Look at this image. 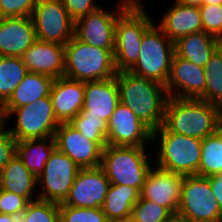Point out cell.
Instances as JSON below:
<instances>
[{"instance_id":"obj_1","label":"cell","mask_w":222,"mask_h":222,"mask_svg":"<svg viewBox=\"0 0 222 222\" xmlns=\"http://www.w3.org/2000/svg\"><path fill=\"white\" fill-rule=\"evenodd\" d=\"M120 102L127 106L152 131L163 125L169 95L164 85L130 71L116 74Z\"/></svg>"},{"instance_id":"obj_2","label":"cell","mask_w":222,"mask_h":222,"mask_svg":"<svg viewBox=\"0 0 222 222\" xmlns=\"http://www.w3.org/2000/svg\"><path fill=\"white\" fill-rule=\"evenodd\" d=\"M163 126L176 134L204 139L222 126V110L198 98L167 100Z\"/></svg>"},{"instance_id":"obj_3","label":"cell","mask_w":222,"mask_h":222,"mask_svg":"<svg viewBox=\"0 0 222 222\" xmlns=\"http://www.w3.org/2000/svg\"><path fill=\"white\" fill-rule=\"evenodd\" d=\"M114 50L88 45L75 36L65 45L64 77L92 82L115 77Z\"/></svg>"},{"instance_id":"obj_4","label":"cell","mask_w":222,"mask_h":222,"mask_svg":"<svg viewBox=\"0 0 222 222\" xmlns=\"http://www.w3.org/2000/svg\"><path fill=\"white\" fill-rule=\"evenodd\" d=\"M138 0L117 18L114 60L117 72L129 71L137 62L144 33L153 25Z\"/></svg>"},{"instance_id":"obj_5","label":"cell","mask_w":222,"mask_h":222,"mask_svg":"<svg viewBox=\"0 0 222 222\" xmlns=\"http://www.w3.org/2000/svg\"><path fill=\"white\" fill-rule=\"evenodd\" d=\"M157 136H161L158 146L160 150L157 152L158 168L184 176L198 175L202 139L169 132L163 125L152 131V141Z\"/></svg>"},{"instance_id":"obj_6","label":"cell","mask_w":222,"mask_h":222,"mask_svg":"<svg viewBox=\"0 0 222 222\" xmlns=\"http://www.w3.org/2000/svg\"><path fill=\"white\" fill-rule=\"evenodd\" d=\"M145 147L107 145L101 165L110 184L131 186L139 192L151 169Z\"/></svg>"},{"instance_id":"obj_7","label":"cell","mask_w":222,"mask_h":222,"mask_svg":"<svg viewBox=\"0 0 222 222\" xmlns=\"http://www.w3.org/2000/svg\"><path fill=\"white\" fill-rule=\"evenodd\" d=\"M174 54L175 42L153 24L144 33L137 62L129 71L165 86Z\"/></svg>"},{"instance_id":"obj_8","label":"cell","mask_w":222,"mask_h":222,"mask_svg":"<svg viewBox=\"0 0 222 222\" xmlns=\"http://www.w3.org/2000/svg\"><path fill=\"white\" fill-rule=\"evenodd\" d=\"M177 215L188 222H222V211L208 177L184 176Z\"/></svg>"},{"instance_id":"obj_9","label":"cell","mask_w":222,"mask_h":222,"mask_svg":"<svg viewBox=\"0 0 222 222\" xmlns=\"http://www.w3.org/2000/svg\"><path fill=\"white\" fill-rule=\"evenodd\" d=\"M11 114H16L17 121L16 126L8 131L17 142L26 139L54 137L55 131L60 125L54 115L50 95L15 108Z\"/></svg>"},{"instance_id":"obj_10","label":"cell","mask_w":222,"mask_h":222,"mask_svg":"<svg viewBox=\"0 0 222 222\" xmlns=\"http://www.w3.org/2000/svg\"><path fill=\"white\" fill-rule=\"evenodd\" d=\"M31 17L37 40L65 46L74 36L75 21L61 0H37Z\"/></svg>"},{"instance_id":"obj_11","label":"cell","mask_w":222,"mask_h":222,"mask_svg":"<svg viewBox=\"0 0 222 222\" xmlns=\"http://www.w3.org/2000/svg\"><path fill=\"white\" fill-rule=\"evenodd\" d=\"M79 167L67 155L57 148L50 154L43 172L37 178L41 186L38 199L55 203H63L72 187Z\"/></svg>"},{"instance_id":"obj_12","label":"cell","mask_w":222,"mask_h":222,"mask_svg":"<svg viewBox=\"0 0 222 222\" xmlns=\"http://www.w3.org/2000/svg\"><path fill=\"white\" fill-rule=\"evenodd\" d=\"M134 0H122L119 12H108L99 7L75 21L74 36L80 41L108 50H115V29L118 16ZM117 14V15H116Z\"/></svg>"},{"instance_id":"obj_13","label":"cell","mask_w":222,"mask_h":222,"mask_svg":"<svg viewBox=\"0 0 222 222\" xmlns=\"http://www.w3.org/2000/svg\"><path fill=\"white\" fill-rule=\"evenodd\" d=\"M107 123V145L146 147L152 141V130L121 102Z\"/></svg>"},{"instance_id":"obj_14","label":"cell","mask_w":222,"mask_h":222,"mask_svg":"<svg viewBox=\"0 0 222 222\" xmlns=\"http://www.w3.org/2000/svg\"><path fill=\"white\" fill-rule=\"evenodd\" d=\"M109 186L110 181L100 166L80 168L63 204L79 208H101Z\"/></svg>"},{"instance_id":"obj_15","label":"cell","mask_w":222,"mask_h":222,"mask_svg":"<svg viewBox=\"0 0 222 222\" xmlns=\"http://www.w3.org/2000/svg\"><path fill=\"white\" fill-rule=\"evenodd\" d=\"M56 148L71 158L79 168H96L101 165L103 149L85 138L69 122L60 123L55 131Z\"/></svg>"},{"instance_id":"obj_16","label":"cell","mask_w":222,"mask_h":222,"mask_svg":"<svg viewBox=\"0 0 222 222\" xmlns=\"http://www.w3.org/2000/svg\"><path fill=\"white\" fill-rule=\"evenodd\" d=\"M184 175L165 171L156 166L149 170L140 191V198L166 207L177 214Z\"/></svg>"},{"instance_id":"obj_17","label":"cell","mask_w":222,"mask_h":222,"mask_svg":"<svg viewBox=\"0 0 222 222\" xmlns=\"http://www.w3.org/2000/svg\"><path fill=\"white\" fill-rule=\"evenodd\" d=\"M205 85L204 68L175 53L171 62L170 75L165 85L169 97L199 98L205 91ZM174 87L181 90L174 92Z\"/></svg>"},{"instance_id":"obj_18","label":"cell","mask_w":222,"mask_h":222,"mask_svg":"<svg viewBox=\"0 0 222 222\" xmlns=\"http://www.w3.org/2000/svg\"><path fill=\"white\" fill-rule=\"evenodd\" d=\"M21 58L28 72L47 75L53 79L64 76V45L36 40Z\"/></svg>"},{"instance_id":"obj_19","label":"cell","mask_w":222,"mask_h":222,"mask_svg":"<svg viewBox=\"0 0 222 222\" xmlns=\"http://www.w3.org/2000/svg\"><path fill=\"white\" fill-rule=\"evenodd\" d=\"M36 40L31 16L0 18V56L21 58Z\"/></svg>"},{"instance_id":"obj_20","label":"cell","mask_w":222,"mask_h":222,"mask_svg":"<svg viewBox=\"0 0 222 222\" xmlns=\"http://www.w3.org/2000/svg\"><path fill=\"white\" fill-rule=\"evenodd\" d=\"M84 94L81 113L84 116L100 117L106 122L120 103L116 76L106 80L85 82Z\"/></svg>"},{"instance_id":"obj_21","label":"cell","mask_w":222,"mask_h":222,"mask_svg":"<svg viewBox=\"0 0 222 222\" xmlns=\"http://www.w3.org/2000/svg\"><path fill=\"white\" fill-rule=\"evenodd\" d=\"M85 82L59 77L53 80L50 97L57 120L70 122L83 107Z\"/></svg>"},{"instance_id":"obj_22","label":"cell","mask_w":222,"mask_h":222,"mask_svg":"<svg viewBox=\"0 0 222 222\" xmlns=\"http://www.w3.org/2000/svg\"><path fill=\"white\" fill-rule=\"evenodd\" d=\"M53 78L43 74L28 72L14 90L9 99L0 107V115L3 125L6 118L18 107H22L37 101L39 98L50 95Z\"/></svg>"},{"instance_id":"obj_23","label":"cell","mask_w":222,"mask_h":222,"mask_svg":"<svg viewBox=\"0 0 222 222\" xmlns=\"http://www.w3.org/2000/svg\"><path fill=\"white\" fill-rule=\"evenodd\" d=\"M169 9L159 23V28L173 42L180 37L203 31L198 6H185L177 2Z\"/></svg>"},{"instance_id":"obj_24","label":"cell","mask_w":222,"mask_h":222,"mask_svg":"<svg viewBox=\"0 0 222 222\" xmlns=\"http://www.w3.org/2000/svg\"><path fill=\"white\" fill-rule=\"evenodd\" d=\"M222 41L205 31L180 37L175 41V53L204 68Z\"/></svg>"},{"instance_id":"obj_25","label":"cell","mask_w":222,"mask_h":222,"mask_svg":"<svg viewBox=\"0 0 222 222\" xmlns=\"http://www.w3.org/2000/svg\"><path fill=\"white\" fill-rule=\"evenodd\" d=\"M36 185L37 178L16 155L0 172V189L22 196L29 202L38 200L31 197Z\"/></svg>"},{"instance_id":"obj_26","label":"cell","mask_w":222,"mask_h":222,"mask_svg":"<svg viewBox=\"0 0 222 222\" xmlns=\"http://www.w3.org/2000/svg\"><path fill=\"white\" fill-rule=\"evenodd\" d=\"M139 198L140 192L136 188L110 184L101 208L109 222L128 219Z\"/></svg>"},{"instance_id":"obj_27","label":"cell","mask_w":222,"mask_h":222,"mask_svg":"<svg viewBox=\"0 0 222 222\" xmlns=\"http://www.w3.org/2000/svg\"><path fill=\"white\" fill-rule=\"evenodd\" d=\"M55 148L56 142L54 137L26 139L16 142V156H18L28 170L38 178Z\"/></svg>"},{"instance_id":"obj_28","label":"cell","mask_w":222,"mask_h":222,"mask_svg":"<svg viewBox=\"0 0 222 222\" xmlns=\"http://www.w3.org/2000/svg\"><path fill=\"white\" fill-rule=\"evenodd\" d=\"M205 91L198 98L222 110V44L214 51L204 66Z\"/></svg>"},{"instance_id":"obj_29","label":"cell","mask_w":222,"mask_h":222,"mask_svg":"<svg viewBox=\"0 0 222 222\" xmlns=\"http://www.w3.org/2000/svg\"><path fill=\"white\" fill-rule=\"evenodd\" d=\"M28 73L20 57L0 56V107Z\"/></svg>"},{"instance_id":"obj_30","label":"cell","mask_w":222,"mask_h":222,"mask_svg":"<svg viewBox=\"0 0 222 222\" xmlns=\"http://www.w3.org/2000/svg\"><path fill=\"white\" fill-rule=\"evenodd\" d=\"M219 173H222V127L202 139L198 175L209 177Z\"/></svg>"},{"instance_id":"obj_31","label":"cell","mask_w":222,"mask_h":222,"mask_svg":"<svg viewBox=\"0 0 222 222\" xmlns=\"http://www.w3.org/2000/svg\"><path fill=\"white\" fill-rule=\"evenodd\" d=\"M69 123L85 138L95 141L102 149L107 146L108 123L102 118L84 116L80 112Z\"/></svg>"},{"instance_id":"obj_32","label":"cell","mask_w":222,"mask_h":222,"mask_svg":"<svg viewBox=\"0 0 222 222\" xmlns=\"http://www.w3.org/2000/svg\"><path fill=\"white\" fill-rule=\"evenodd\" d=\"M19 222H60L59 204L39 199L30 202Z\"/></svg>"},{"instance_id":"obj_33","label":"cell","mask_w":222,"mask_h":222,"mask_svg":"<svg viewBox=\"0 0 222 222\" xmlns=\"http://www.w3.org/2000/svg\"><path fill=\"white\" fill-rule=\"evenodd\" d=\"M172 215L166 207L139 198L133 206L131 219L135 222H166Z\"/></svg>"},{"instance_id":"obj_34","label":"cell","mask_w":222,"mask_h":222,"mask_svg":"<svg viewBox=\"0 0 222 222\" xmlns=\"http://www.w3.org/2000/svg\"><path fill=\"white\" fill-rule=\"evenodd\" d=\"M60 222H109L102 208H79L59 204Z\"/></svg>"},{"instance_id":"obj_35","label":"cell","mask_w":222,"mask_h":222,"mask_svg":"<svg viewBox=\"0 0 222 222\" xmlns=\"http://www.w3.org/2000/svg\"><path fill=\"white\" fill-rule=\"evenodd\" d=\"M199 9L203 31L222 41V4H204Z\"/></svg>"},{"instance_id":"obj_36","label":"cell","mask_w":222,"mask_h":222,"mask_svg":"<svg viewBox=\"0 0 222 222\" xmlns=\"http://www.w3.org/2000/svg\"><path fill=\"white\" fill-rule=\"evenodd\" d=\"M37 0H0V18L32 16Z\"/></svg>"},{"instance_id":"obj_37","label":"cell","mask_w":222,"mask_h":222,"mask_svg":"<svg viewBox=\"0 0 222 222\" xmlns=\"http://www.w3.org/2000/svg\"><path fill=\"white\" fill-rule=\"evenodd\" d=\"M29 203L22 196L0 189V213L20 217Z\"/></svg>"},{"instance_id":"obj_38","label":"cell","mask_w":222,"mask_h":222,"mask_svg":"<svg viewBox=\"0 0 222 222\" xmlns=\"http://www.w3.org/2000/svg\"><path fill=\"white\" fill-rule=\"evenodd\" d=\"M16 142L2 124L0 126V172L16 155Z\"/></svg>"},{"instance_id":"obj_39","label":"cell","mask_w":222,"mask_h":222,"mask_svg":"<svg viewBox=\"0 0 222 222\" xmlns=\"http://www.w3.org/2000/svg\"><path fill=\"white\" fill-rule=\"evenodd\" d=\"M63 6L68 11L69 16L74 20L86 16L99 7L95 5L94 0H61Z\"/></svg>"},{"instance_id":"obj_40","label":"cell","mask_w":222,"mask_h":222,"mask_svg":"<svg viewBox=\"0 0 222 222\" xmlns=\"http://www.w3.org/2000/svg\"><path fill=\"white\" fill-rule=\"evenodd\" d=\"M208 180L211 185V190L214 193V197L218 201L219 207L222 211V173L213 174L208 177Z\"/></svg>"},{"instance_id":"obj_41","label":"cell","mask_w":222,"mask_h":222,"mask_svg":"<svg viewBox=\"0 0 222 222\" xmlns=\"http://www.w3.org/2000/svg\"><path fill=\"white\" fill-rule=\"evenodd\" d=\"M175 2L185 5V6H202L204 5V0H175Z\"/></svg>"},{"instance_id":"obj_42","label":"cell","mask_w":222,"mask_h":222,"mask_svg":"<svg viewBox=\"0 0 222 222\" xmlns=\"http://www.w3.org/2000/svg\"><path fill=\"white\" fill-rule=\"evenodd\" d=\"M0 222H19V217L0 213Z\"/></svg>"},{"instance_id":"obj_43","label":"cell","mask_w":222,"mask_h":222,"mask_svg":"<svg viewBox=\"0 0 222 222\" xmlns=\"http://www.w3.org/2000/svg\"><path fill=\"white\" fill-rule=\"evenodd\" d=\"M166 222H188V221L184 219L183 217L177 214H174Z\"/></svg>"},{"instance_id":"obj_44","label":"cell","mask_w":222,"mask_h":222,"mask_svg":"<svg viewBox=\"0 0 222 222\" xmlns=\"http://www.w3.org/2000/svg\"><path fill=\"white\" fill-rule=\"evenodd\" d=\"M204 4H207V5H221L222 4V0H204Z\"/></svg>"},{"instance_id":"obj_45","label":"cell","mask_w":222,"mask_h":222,"mask_svg":"<svg viewBox=\"0 0 222 222\" xmlns=\"http://www.w3.org/2000/svg\"><path fill=\"white\" fill-rule=\"evenodd\" d=\"M115 222H135V221L132 220L131 218H128V219H124V220H118V221H115Z\"/></svg>"},{"instance_id":"obj_46","label":"cell","mask_w":222,"mask_h":222,"mask_svg":"<svg viewBox=\"0 0 222 222\" xmlns=\"http://www.w3.org/2000/svg\"><path fill=\"white\" fill-rule=\"evenodd\" d=\"M3 124V121H2V118H1V115H0V126Z\"/></svg>"}]
</instances>
